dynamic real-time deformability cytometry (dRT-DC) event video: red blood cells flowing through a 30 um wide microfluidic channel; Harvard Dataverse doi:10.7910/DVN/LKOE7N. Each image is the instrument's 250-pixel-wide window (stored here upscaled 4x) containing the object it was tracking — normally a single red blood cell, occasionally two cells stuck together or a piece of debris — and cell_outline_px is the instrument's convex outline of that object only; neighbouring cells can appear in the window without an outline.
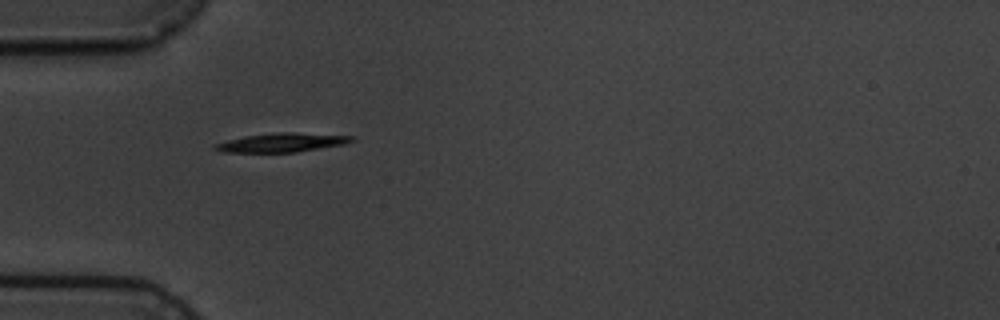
{"species": "common noctule bat (a hibernating species)", "species_latin": "Nyctalus noctula", "temperature_condition": "cold", "stored_images_in_passage": 6, "camera_frame_rate_fps": 3000, "um_per_image_px": 0.085, "animal": {"sex": "male", "body_mass_g": 19.5, "forearm_length_mm": 54.6}, "frame": {"image": 1, "passage_image": 1, "time_ms": 0.0, "image_size_px": [1000, 320], "cell_outline_px": [[356, 140], [344, 144], [296, 152], [224, 152], [212, 148], [212, 144], [244, 136], [280, 132], [292, 132], [356, 136]], "centroid_in_image_um": [23.97, 12.11], "position_along_channel_um": 61.0, "area_um2": 15.09}}
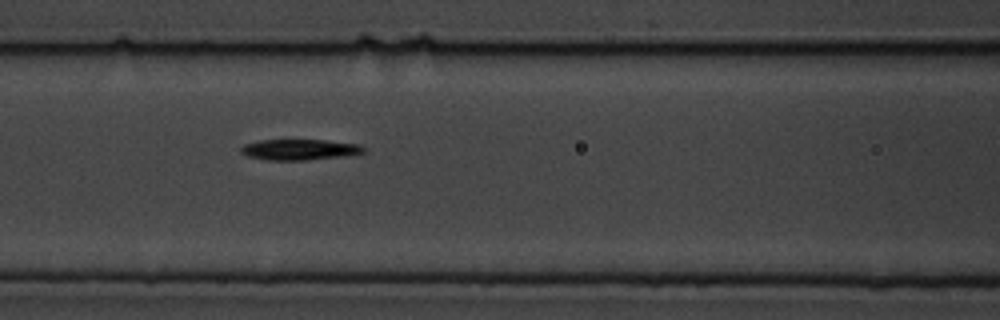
{"frame": {"image": 2, "passage_image": 3, "time_ms": 2.333, "image_size_px": [1000, 320], "cell_outline_px": [[364, 152], [340, 156], [304, 160], [268, 160], [248, 156], [240, 152], [240, 148], [244, 144], [260, 140], [324, 140], [360, 144], [364, 148]], "centroid_in_image_um": [25.41, 12.71], "position_along_channel_um": 141.2, "area_um2": 14.62}}
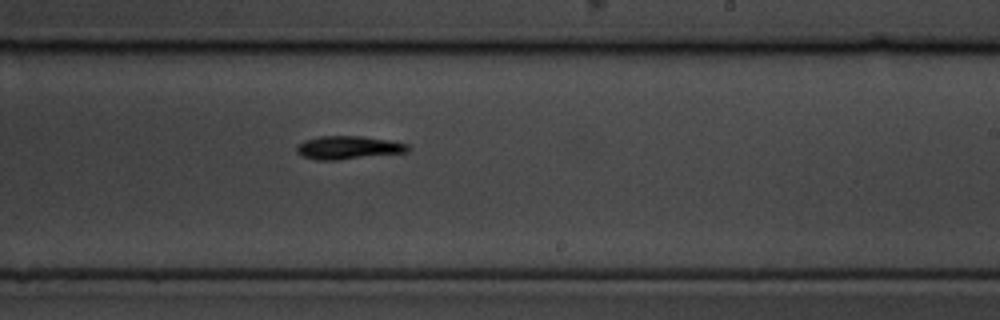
{"frame": {"image": 3, "passage_image": 6, "time_ms": 5.667, "image_size_px": [1000, 320], "cell_outline_px": [[408, 152], [340, 160], [316, 160], [304, 156], [296, 152], [296, 148], [304, 140], [320, 136], [364, 136], [388, 140], [408, 144]], "centroid_in_image_um": [29.6, 12.55], "position_along_channel_um": 259.4, "area_um2": 15.03}}